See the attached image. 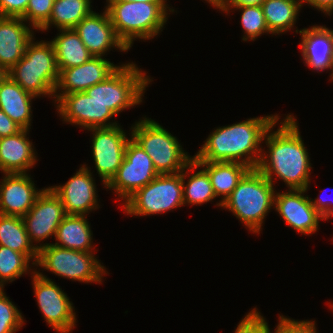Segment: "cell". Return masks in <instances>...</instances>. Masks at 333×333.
I'll return each instance as SVG.
<instances>
[{"instance_id": "cell-1", "label": "cell", "mask_w": 333, "mask_h": 333, "mask_svg": "<svg viewBox=\"0 0 333 333\" xmlns=\"http://www.w3.org/2000/svg\"><path fill=\"white\" fill-rule=\"evenodd\" d=\"M280 117L269 127L263 141L267 145L262 150L261 158L256 167L272 184L273 176L282 180L288 189H310L311 163L308 150L300 131L296 118L288 114L283 122ZM279 129L273 131L276 124Z\"/></svg>"}, {"instance_id": "cell-2", "label": "cell", "mask_w": 333, "mask_h": 333, "mask_svg": "<svg viewBox=\"0 0 333 333\" xmlns=\"http://www.w3.org/2000/svg\"><path fill=\"white\" fill-rule=\"evenodd\" d=\"M279 117L271 114L218 127L209 134L193 159L196 162H238L256 168L264 149L260 144Z\"/></svg>"}, {"instance_id": "cell-3", "label": "cell", "mask_w": 333, "mask_h": 333, "mask_svg": "<svg viewBox=\"0 0 333 333\" xmlns=\"http://www.w3.org/2000/svg\"><path fill=\"white\" fill-rule=\"evenodd\" d=\"M106 11L118 38L130 49L136 39L150 40L163 30L170 13L167 3L106 1Z\"/></svg>"}, {"instance_id": "cell-4", "label": "cell", "mask_w": 333, "mask_h": 333, "mask_svg": "<svg viewBox=\"0 0 333 333\" xmlns=\"http://www.w3.org/2000/svg\"><path fill=\"white\" fill-rule=\"evenodd\" d=\"M274 185L257 168L250 169L221 207L231 211L250 232L259 234L274 207Z\"/></svg>"}, {"instance_id": "cell-5", "label": "cell", "mask_w": 333, "mask_h": 333, "mask_svg": "<svg viewBox=\"0 0 333 333\" xmlns=\"http://www.w3.org/2000/svg\"><path fill=\"white\" fill-rule=\"evenodd\" d=\"M34 39L27 43L24 56L8 71V76L37 98H54L59 79L54 48L50 41Z\"/></svg>"}, {"instance_id": "cell-6", "label": "cell", "mask_w": 333, "mask_h": 333, "mask_svg": "<svg viewBox=\"0 0 333 333\" xmlns=\"http://www.w3.org/2000/svg\"><path fill=\"white\" fill-rule=\"evenodd\" d=\"M130 134L150 156L159 174L180 173L193 160L175 136L149 117L133 124Z\"/></svg>"}, {"instance_id": "cell-7", "label": "cell", "mask_w": 333, "mask_h": 333, "mask_svg": "<svg viewBox=\"0 0 333 333\" xmlns=\"http://www.w3.org/2000/svg\"><path fill=\"white\" fill-rule=\"evenodd\" d=\"M133 62L121 64L107 79L95 84L84 92L115 115L142 103L146 87L152 82Z\"/></svg>"}, {"instance_id": "cell-8", "label": "cell", "mask_w": 333, "mask_h": 333, "mask_svg": "<svg viewBox=\"0 0 333 333\" xmlns=\"http://www.w3.org/2000/svg\"><path fill=\"white\" fill-rule=\"evenodd\" d=\"M35 266L52 272L60 277L83 283L103 282L108 272L95 257V252H81L44 243L38 249Z\"/></svg>"}, {"instance_id": "cell-9", "label": "cell", "mask_w": 333, "mask_h": 333, "mask_svg": "<svg viewBox=\"0 0 333 333\" xmlns=\"http://www.w3.org/2000/svg\"><path fill=\"white\" fill-rule=\"evenodd\" d=\"M122 205L124 213L132 216L158 215L184 206L182 171L176 174H159Z\"/></svg>"}, {"instance_id": "cell-10", "label": "cell", "mask_w": 333, "mask_h": 333, "mask_svg": "<svg viewBox=\"0 0 333 333\" xmlns=\"http://www.w3.org/2000/svg\"><path fill=\"white\" fill-rule=\"evenodd\" d=\"M30 273L34 295L47 325L57 333H72L77 318L68 295L39 269Z\"/></svg>"}, {"instance_id": "cell-11", "label": "cell", "mask_w": 333, "mask_h": 333, "mask_svg": "<svg viewBox=\"0 0 333 333\" xmlns=\"http://www.w3.org/2000/svg\"><path fill=\"white\" fill-rule=\"evenodd\" d=\"M158 175L150 156L131 138L127 143L121 166L105 189L115 191L124 203Z\"/></svg>"}, {"instance_id": "cell-12", "label": "cell", "mask_w": 333, "mask_h": 333, "mask_svg": "<svg viewBox=\"0 0 333 333\" xmlns=\"http://www.w3.org/2000/svg\"><path fill=\"white\" fill-rule=\"evenodd\" d=\"M92 136V156L96 171L104 184L110 182L125 157V149L128 141L125 130L120 125L112 127L91 128Z\"/></svg>"}, {"instance_id": "cell-13", "label": "cell", "mask_w": 333, "mask_h": 333, "mask_svg": "<svg viewBox=\"0 0 333 333\" xmlns=\"http://www.w3.org/2000/svg\"><path fill=\"white\" fill-rule=\"evenodd\" d=\"M55 104L59 116L66 123L91 128L112 127L119 125L110 122L115 114L105 105L89 97L84 91L64 94Z\"/></svg>"}, {"instance_id": "cell-14", "label": "cell", "mask_w": 333, "mask_h": 333, "mask_svg": "<svg viewBox=\"0 0 333 333\" xmlns=\"http://www.w3.org/2000/svg\"><path fill=\"white\" fill-rule=\"evenodd\" d=\"M66 216L59 197L47 187L38 196L29 212L22 217L30 242L40 249L41 241L54 237L58 226ZM39 243V246L37 244Z\"/></svg>"}, {"instance_id": "cell-15", "label": "cell", "mask_w": 333, "mask_h": 333, "mask_svg": "<svg viewBox=\"0 0 333 333\" xmlns=\"http://www.w3.org/2000/svg\"><path fill=\"white\" fill-rule=\"evenodd\" d=\"M308 189H289L286 192H275V211L285 223L296 232L309 235L314 234L319 227L320 220H324L312 205Z\"/></svg>"}, {"instance_id": "cell-16", "label": "cell", "mask_w": 333, "mask_h": 333, "mask_svg": "<svg viewBox=\"0 0 333 333\" xmlns=\"http://www.w3.org/2000/svg\"><path fill=\"white\" fill-rule=\"evenodd\" d=\"M81 166L65 184L50 187L62 201L66 215H87L100 207L93 172L86 164Z\"/></svg>"}, {"instance_id": "cell-17", "label": "cell", "mask_w": 333, "mask_h": 333, "mask_svg": "<svg viewBox=\"0 0 333 333\" xmlns=\"http://www.w3.org/2000/svg\"><path fill=\"white\" fill-rule=\"evenodd\" d=\"M119 67L105 57L93 56L82 65L58 69L59 79L54 91L55 104L64 94L82 92L104 81Z\"/></svg>"}, {"instance_id": "cell-18", "label": "cell", "mask_w": 333, "mask_h": 333, "mask_svg": "<svg viewBox=\"0 0 333 333\" xmlns=\"http://www.w3.org/2000/svg\"><path fill=\"white\" fill-rule=\"evenodd\" d=\"M74 30L94 57H103L105 53L115 48L121 52L129 50L116 35L106 9L102 14L92 11L76 25Z\"/></svg>"}, {"instance_id": "cell-19", "label": "cell", "mask_w": 333, "mask_h": 333, "mask_svg": "<svg viewBox=\"0 0 333 333\" xmlns=\"http://www.w3.org/2000/svg\"><path fill=\"white\" fill-rule=\"evenodd\" d=\"M0 181V214L25 216L45 187L37 190L27 173H4Z\"/></svg>"}, {"instance_id": "cell-20", "label": "cell", "mask_w": 333, "mask_h": 333, "mask_svg": "<svg viewBox=\"0 0 333 333\" xmlns=\"http://www.w3.org/2000/svg\"><path fill=\"white\" fill-rule=\"evenodd\" d=\"M311 28L296 29L301 35L300 50L306 66L315 71L332 70L333 80V30L325 26H309Z\"/></svg>"}, {"instance_id": "cell-21", "label": "cell", "mask_w": 333, "mask_h": 333, "mask_svg": "<svg viewBox=\"0 0 333 333\" xmlns=\"http://www.w3.org/2000/svg\"><path fill=\"white\" fill-rule=\"evenodd\" d=\"M25 23L20 17L0 16V66L7 71L22 59L27 43L34 37L31 25Z\"/></svg>"}, {"instance_id": "cell-22", "label": "cell", "mask_w": 333, "mask_h": 333, "mask_svg": "<svg viewBox=\"0 0 333 333\" xmlns=\"http://www.w3.org/2000/svg\"><path fill=\"white\" fill-rule=\"evenodd\" d=\"M27 134L29 130L22 129L13 136L0 138V171L3 174L27 173L38 161Z\"/></svg>"}, {"instance_id": "cell-23", "label": "cell", "mask_w": 333, "mask_h": 333, "mask_svg": "<svg viewBox=\"0 0 333 333\" xmlns=\"http://www.w3.org/2000/svg\"><path fill=\"white\" fill-rule=\"evenodd\" d=\"M36 98L9 76L0 84V109L22 129H31V101Z\"/></svg>"}, {"instance_id": "cell-24", "label": "cell", "mask_w": 333, "mask_h": 333, "mask_svg": "<svg viewBox=\"0 0 333 333\" xmlns=\"http://www.w3.org/2000/svg\"><path fill=\"white\" fill-rule=\"evenodd\" d=\"M54 237L56 243L53 244L56 246L81 252H94L93 233L86 215H66Z\"/></svg>"}, {"instance_id": "cell-25", "label": "cell", "mask_w": 333, "mask_h": 333, "mask_svg": "<svg viewBox=\"0 0 333 333\" xmlns=\"http://www.w3.org/2000/svg\"><path fill=\"white\" fill-rule=\"evenodd\" d=\"M210 178L216 197L222 196L217 206H222L225 199L237 187L243 176L251 169L238 162H197Z\"/></svg>"}, {"instance_id": "cell-26", "label": "cell", "mask_w": 333, "mask_h": 333, "mask_svg": "<svg viewBox=\"0 0 333 333\" xmlns=\"http://www.w3.org/2000/svg\"><path fill=\"white\" fill-rule=\"evenodd\" d=\"M58 31L57 36L50 41L54 48L58 69L82 65L93 57L74 29Z\"/></svg>"}, {"instance_id": "cell-27", "label": "cell", "mask_w": 333, "mask_h": 333, "mask_svg": "<svg viewBox=\"0 0 333 333\" xmlns=\"http://www.w3.org/2000/svg\"><path fill=\"white\" fill-rule=\"evenodd\" d=\"M0 245L24 254L35 266L38 249L30 242L22 217L0 214Z\"/></svg>"}, {"instance_id": "cell-28", "label": "cell", "mask_w": 333, "mask_h": 333, "mask_svg": "<svg viewBox=\"0 0 333 333\" xmlns=\"http://www.w3.org/2000/svg\"><path fill=\"white\" fill-rule=\"evenodd\" d=\"M302 6L301 0H265L261 7L270 33L280 35L291 31Z\"/></svg>"}, {"instance_id": "cell-29", "label": "cell", "mask_w": 333, "mask_h": 333, "mask_svg": "<svg viewBox=\"0 0 333 333\" xmlns=\"http://www.w3.org/2000/svg\"><path fill=\"white\" fill-rule=\"evenodd\" d=\"M91 0H54L49 21L40 29L47 31L51 26L74 29L92 10Z\"/></svg>"}, {"instance_id": "cell-30", "label": "cell", "mask_w": 333, "mask_h": 333, "mask_svg": "<svg viewBox=\"0 0 333 333\" xmlns=\"http://www.w3.org/2000/svg\"><path fill=\"white\" fill-rule=\"evenodd\" d=\"M199 168L202 170H199ZM191 171L194 173L187 176L190 175L188 173H191ZM186 177L189 178L187 183L185 182ZM182 183L185 205H202L216 198L208 173L194 159L183 169Z\"/></svg>"}, {"instance_id": "cell-31", "label": "cell", "mask_w": 333, "mask_h": 333, "mask_svg": "<svg viewBox=\"0 0 333 333\" xmlns=\"http://www.w3.org/2000/svg\"><path fill=\"white\" fill-rule=\"evenodd\" d=\"M30 260L22 253L0 245V288L32 271Z\"/></svg>"}, {"instance_id": "cell-32", "label": "cell", "mask_w": 333, "mask_h": 333, "mask_svg": "<svg viewBox=\"0 0 333 333\" xmlns=\"http://www.w3.org/2000/svg\"><path fill=\"white\" fill-rule=\"evenodd\" d=\"M233 9L241 11L240 21L245 33L243 41H254L264 33L271 34L261 6H242L230 10Z\"/></svg>"}, {"instance_id": "cell-33", "label": "cell", "mask_w": 333, "mask_h": 333, "mask_svg": "<svg viewBox=\"0 0 333 333\" xmlns=\"http://www.w3.org/2000/svg\"><path fill=\"white\" fill-rule=\"evenodd\" d=\"M0 289V333H15L22 328L24 318L16 305Z\"/></svg>"}, {"instance_id": "cell-34", "label": "cell", "mask_w": 333, "mask_h": 333, "mask_svg": "<svg viewBox=\"0 0 333 333\" xmlns=\"http://www.w3.org/2000/svg\"><path fill=\"white\" fill-rule=\"evenodd\" d=\"M53 4L54 0H29L22 19L26 24H31L33 30L38 31L49 21Z\"/></svg>"}, {"instance_id": "cell-35", "label": "cell", "mask_w": 333, "mask_h": 333, "mask_svg": "<svg viewBox=\"0 0 333 333\" xmlns=\"http://www.w3.org/2000/svg\"><path fill=\"white\" fill-rule=\"evenodd\" d=\"M266 321L255 307L238 323L234 333H271Z\"/></svg>"}, {"instance_id": "cell-36", "label": "cell", "mask_w": 333, "mask_h": 333, "mask_svg": "<svg viewBox=\"0 0 333 333\" xmlns=\"http://www.w3.org/2000/svg\"><path fill=\"white\" fill-rule=\"evenodd\" d=\"M278 324L272 333H318L316 322L312 320H294L279 314Z\"/></svg>"}, {"instance_id": "cell-37", "label": "cell", "mask_w": 333, "mask_h": 333, "mask_svg": "<svg viewBox=\"0 0 333 333\" xmlns=\"http://www.w3.org/2000/svg\"><path fill=\"white\" fill-rule=\"evenodd\" d=\"M29 0H0V16L22 18Z\"/></svg>"}, {"instance_id": "cell-38", "label": "cell", "mask_w": 333, "mask_h": 333, "mask_svg": "<svg viewBox=\"0 0 333 333\" xmlns=\"http://www.w3.org/2000/svg\"><path fill=\"white\" fill-rule=\"evenodd\" d=\"M22 128L0 109V138L13 136Z\"/></svg>"}, {"instance_id": "cell-39", "label": "cell", "mask_w": 333, "mask_h": 333, "mask_svg": "<svg viewBox=\"0 0 333 333\" xmlns=\"http://www.w3.org/2000/svg\"><path fill=\"white\" fill-rule=\"evenodd\" d=\"M311 202L325 221L333 217V202H331L330 199L328 200L320 195L315 199L311 198Z\"/></svg>"}, {"instance_id": "cell-40", "label": "cell", "mask_w": 333, "mask_h": 333, "mask_svg": "<svg viewBox=\"0 0 333 333\" xmlns=\"http://www.w3.org/2000/svg\"><path fill=\"white\" fill-rule=\"evenodd\" d=\"M265 0H222L219 11L228 15L231 8L242 6H261Z\"/></svg>"}, {"instance_id": "cell-41", "label": "cell", "mask_w": 333, "mask_h": 333, "mask_svg": "<svg viewBox=\"0 0 333 333\" xmlns=\"http://www.w3.org/2000/svg\"><path fill=\"white\" fill-rule=\"evenodd\" d=\"M303 4H308L311 7H314L324 15H332L333 14V0H301Z\"/></svg>"}, {"instance_id": "cell-42", "label": "cell", "mask_w": 333, "mask_h": 333, "mask_svg": "<svg viewBox=\"0 0 333 333\" xmlns=\"http://www.w3.org/2000/svg\"><path fill=\"white\" fill-rule=\"evenodd\" d=\"M106 1L167 3V0H106Z\"/></svg>"}, {"instance_id": "cell-43", "label": "cell", "mask_w": 333, "mask_h": 333, "mask_svg": "<svg viewBox=\"0 0 333 333\" xmlns=\"http://www.w3.org/2000/svg\"><path fill=\"white\" fill-rule=\"evenodd\" d=\"M8 76V71L0 66V84L6 79V77Z\"/></svg>"}, {"instance_id": "cell-44", "label": "cell", "mask_w": 333, "mask_h": 333, "mask_svg": "<svg viewBox=\"0 0 333 333\" xmlns=\"http://www.w3.org/2000/svg\"><path fill=\"white\" fill-rule=\"evenodd\" d=\"M207 3H209L210 5L214 6V8L218 9L221 5L222 0H205Z\"/></svg>"}, {"instance_id": "cell-45", "label": "cell", "mask_w": 333, "mask_h": 333, "mask_svg": "<svg viewBox=\"0 0 333 333\" xmlns=\"http://www.w3.org/2000/svg\"><path fill=\"white\" fill-rule=\"evenodd\" d=\"M329 308H331L332 311H333V302H332V304L329 306Z\"/></svg>"}]
</instances>
